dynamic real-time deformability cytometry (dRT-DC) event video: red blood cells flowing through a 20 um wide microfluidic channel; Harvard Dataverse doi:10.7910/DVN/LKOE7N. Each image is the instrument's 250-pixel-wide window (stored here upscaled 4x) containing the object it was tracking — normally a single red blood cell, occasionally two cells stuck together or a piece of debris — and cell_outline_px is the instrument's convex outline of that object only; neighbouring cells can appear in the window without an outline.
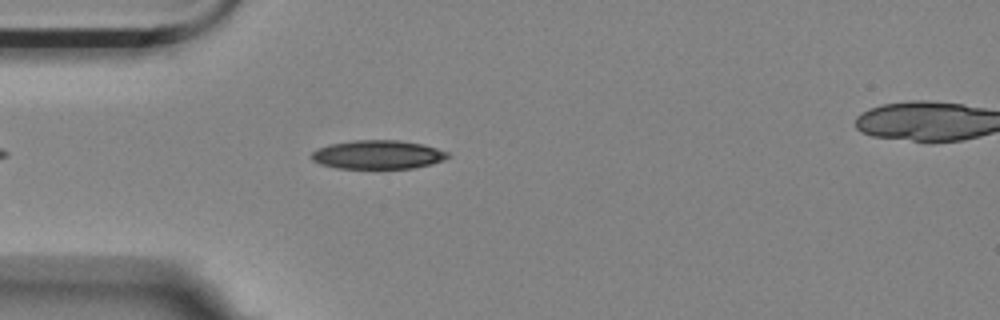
{"species": "Egyptian fruit bat (a non-hibernating species)", "species_latin": "Rousettus aegyptiacus", "temperature_condition": "room temperature", "stored_images_in_passage": 12, "camera_frame_rate_fps": 3000, "um_per_image_px": 0.085, "animal": {"sex": "female"}, "frame": {"image": 1, "passage_image": 7, "time_ms": 2.0, "image_size_px": [1000, 320], "cell_outline_px": [[448, 156], [444, 160], [432, 164], [416, 168], [336, 168], [320, 164], [312, 160], [312, 152], [328, 144], [356, 140], [400, 140], [424, 144], [448, 152]], "centroid_in_image_um": [32.13, 13.14], "position_along_channel_um": 52.9, "area_um2": 22.83}}